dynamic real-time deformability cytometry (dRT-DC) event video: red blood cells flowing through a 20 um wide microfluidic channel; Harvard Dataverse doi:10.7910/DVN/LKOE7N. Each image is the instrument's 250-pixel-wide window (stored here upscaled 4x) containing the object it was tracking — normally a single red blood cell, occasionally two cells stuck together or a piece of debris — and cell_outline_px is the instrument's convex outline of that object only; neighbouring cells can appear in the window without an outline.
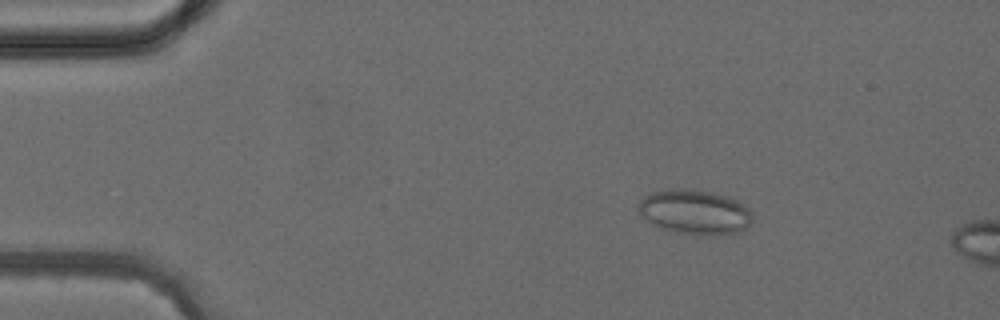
{"species": "common noctule bat (a hibernating species)", "species_latin": "Nyctalus noctula", "temperature_condition": "cold", "stored_images_in_passage": 4, "camera_frame_rate_fps": 3000, "um_per_image_px": 0.085, "animal": {"sex": "female", "body_mass_g": 24.6, "forearm_length_mm": 56.2}, "frame": {"image": 1, "passage_image": 2, "time_ms": 1.0, "image_size_px": [1000, 320], "cell_outline_px": [[752, 220], [748, 228], [740, 232], [712, 236], [708, 236], [676, 232], [664, 228], [648, 220], [636, 208], [636, 204], [644, 196], [652, 192], [668, 188], [688, 188], [712, 192], [728, 196], [744, 204], [752, 212]], "centroid_in_image_um": [59.09, 18.01], "position_along_channel_um": 25.9, "area_um2": 30.0}}